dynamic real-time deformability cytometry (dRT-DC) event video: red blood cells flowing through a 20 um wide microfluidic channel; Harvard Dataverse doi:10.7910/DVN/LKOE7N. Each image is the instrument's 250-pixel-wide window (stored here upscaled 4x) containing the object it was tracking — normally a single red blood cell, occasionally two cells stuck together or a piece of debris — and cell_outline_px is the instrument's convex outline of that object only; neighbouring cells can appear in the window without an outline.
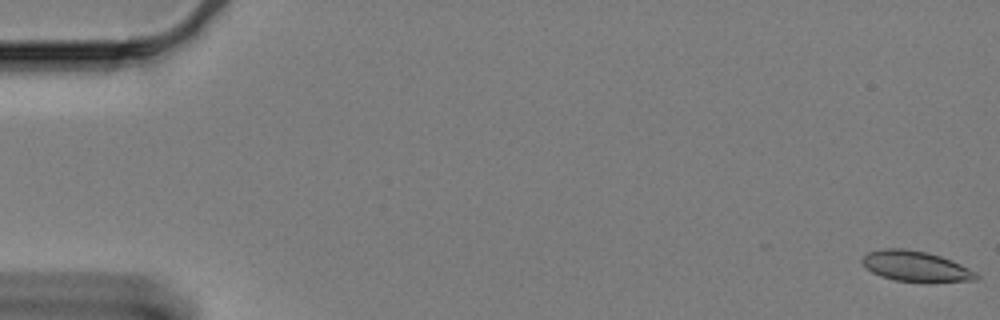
{"species": "Egyptian fruit bat (a non-hibernating species)", "species_latin": "Rousettus aegyptiacus", "temperature_condition": "cold", "stored_images_in_passage": 49, "camera_frame_rate_fps": 3000, "um_per_image_px": 0.085, "animal": {"sex": "female"}, "frame": {"image": 1, "passage_image": 1, "time_ms": 0.0, "image_size_px": [1000, 320], "cell_outline_px": [[980, 276], [976, 280], [928, 284], [896, 280], [880, 276], [872, 272], [860, 260], [868, 252], [884, 248], [904, 248], [928, 252], [952, 260], [976, 272]], "centroid_in_image_um": [77.89, 22.66], "position_along_channel_um": 7.1, "area_um2": 20.75}}
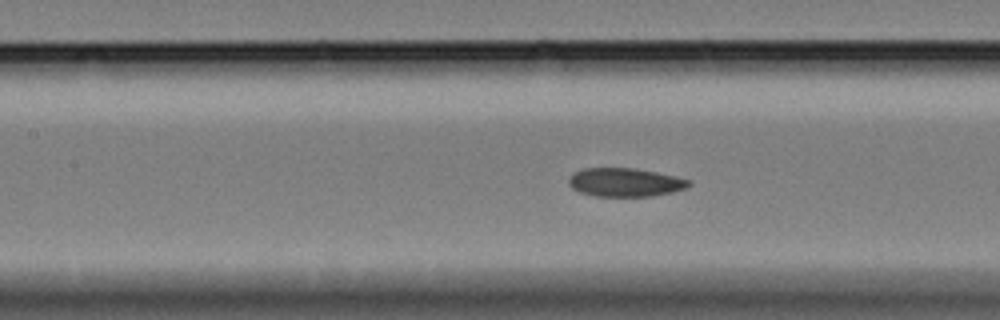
{"frame": {"image": 2, "passage_image": 28, "time_ms": 9.0, "image_size_px": [1000, 320], "cell_outline_px": [[692, 184], [688, 188], [672, 192], [652, 196], [596, 196], [580, 192], [572, 188], [568, 184], [568, 180], [576, 172], [584, 168], [632, 168], [656, 172], [676, 176], [692, 180]], "centroid_in_image_um": [53.19, 15.5], "position_along_channel_um": 154.2, "area_um2": 20.0}}
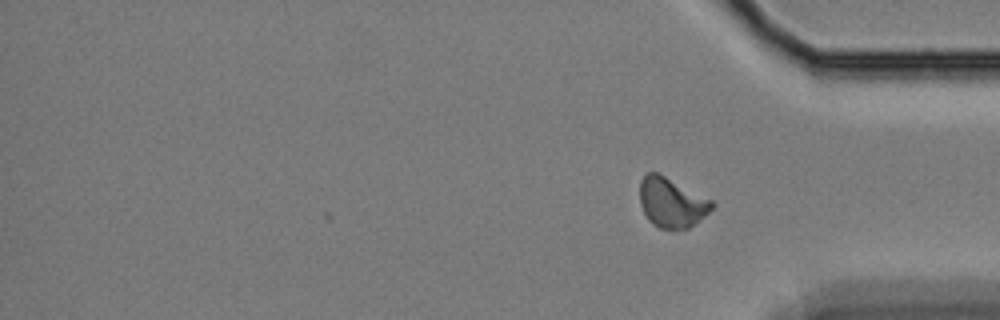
{"frame": {"image": 3, "passage_image": 49, "time_ms": 16.0, "image_size_px": [1000, 320], "cell_outline_px": [[716, 204], [704, 216], [688, 228], [672, 232], [660, 228], [652, 224], [648, 220], [640, 204], [640, 180], [648, 172], [656, 172], [712, 200]], "centroid_in_image_um": [57.07, 17.26], "position_along_channel_um": 378.1, "area_um2": 20.92}, "authors_computed_cell_mechanics": {"area_um2": 20.4034, "velocity_mm_per_s": 3.2687, "shape_relaxation_time_tau1_ms": null, "shape_relaxation_time_tau2_ms": 3.596, "deformation_change_tau1": null, "deformation_change_tau2": 0.0831}}